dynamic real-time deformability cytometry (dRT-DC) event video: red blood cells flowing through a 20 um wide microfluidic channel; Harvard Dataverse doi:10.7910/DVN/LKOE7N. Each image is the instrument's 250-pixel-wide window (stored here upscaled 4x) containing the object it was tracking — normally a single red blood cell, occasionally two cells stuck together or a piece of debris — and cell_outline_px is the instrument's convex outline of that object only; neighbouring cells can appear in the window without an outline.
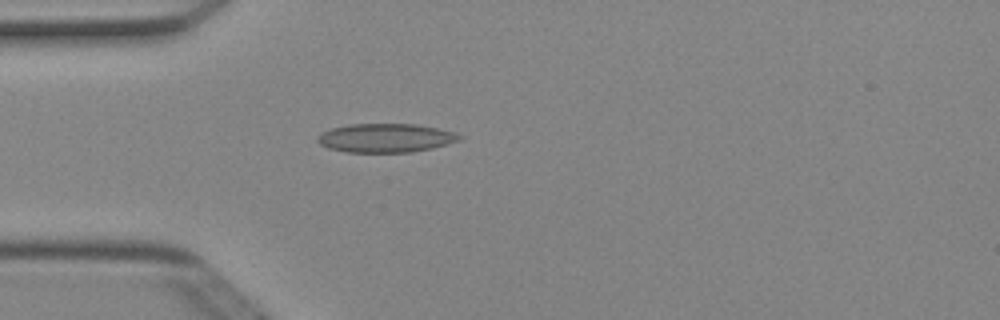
{"species": "Egyptian fruit bat (a non-hibernating species)", "species_latin": "Rousettus aegyptiacus", "temperature_condition": "cold", "stored_images_in_passage": 38, "camera_frame_rate_fps": 3000, "um_per_image_px": 0.085, "animal": {"sex": "female"}, "frame": {"image": 1, "passage_image": 2, "time_ms": 0.333, "image_size_px": [1000, 320], "cell_outline_px": [[464, 136], [460, 140], [432, 148], [412, 152], [348, 152], [328, 148], [320, 144], [316, 140], [316, 136], [332, 128], [348, 124], [416, 124], [456, 132]], "centroid_in_image_um": [32.79, 11.72], "position_along_channel_um": 52.2, "area_um2": 23.81}}
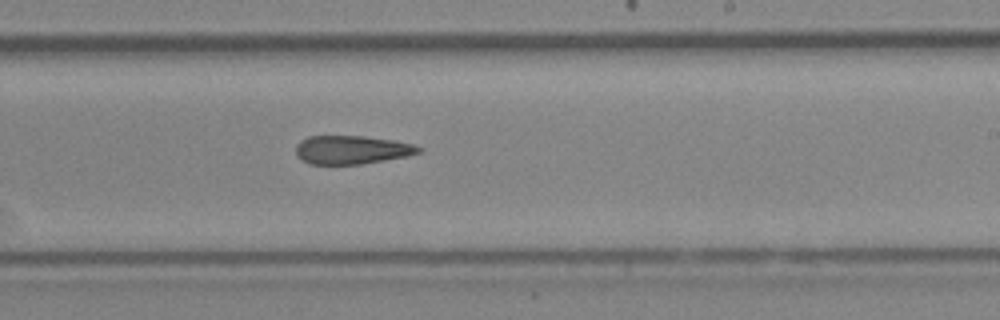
{"frame": {"image": 2, "passage_image": 18, "time_ms": 5.667, "image_size_px": [1000, 320], "cell_outline_px": [[424, 148], [420, 152], [408, 156], [360, 164], [308, 164], [296, 156], [296, 144], [300, 140], [308, 136], [364, 136], [392, 140], [412, 144]], "centroid_in_image_um": [29.87, 12.73], "position_along_channel_um": 259.1, "area_um2": 20.46}}
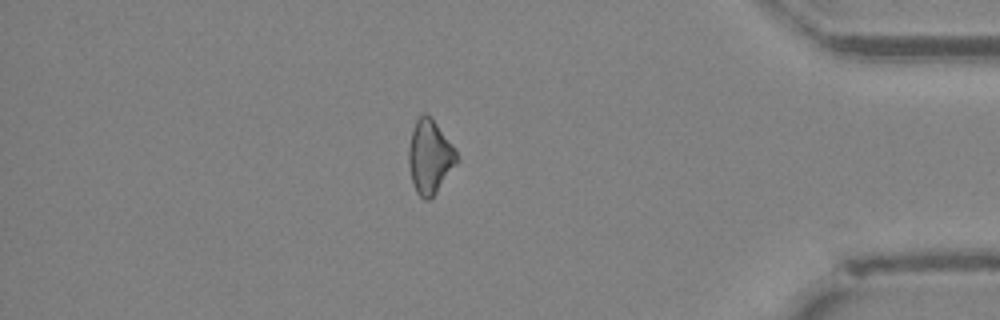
{"frame": {"image": 3, "passage_image": 31, "time_ms": 10.0, "image_size_px": [1000, 320], "cell_outline_px": [[460, 160], [436, 192], [428, 200], [424, 200], [416, 192], [412, 180], [408, 164], [408, 148], [412, 132], [416, 120], [424, 112], [428, 112], [452, 144]], "centroid_in_image_um": [36.54, 13.31], "position_along_channel_um": 398.7, "area_um2": 20.69}, "authors_computed_cell_mechanics": {"area_um2": 21.3282, "velocity_mm_per_s": 4.033, "shape_relaxation_time_tau1_ms": null, "shape_relaxation_time_tau2_ms": 10.7631, "deformation_change_tau1": null, "deformation_change_tau2": 0.2153}}